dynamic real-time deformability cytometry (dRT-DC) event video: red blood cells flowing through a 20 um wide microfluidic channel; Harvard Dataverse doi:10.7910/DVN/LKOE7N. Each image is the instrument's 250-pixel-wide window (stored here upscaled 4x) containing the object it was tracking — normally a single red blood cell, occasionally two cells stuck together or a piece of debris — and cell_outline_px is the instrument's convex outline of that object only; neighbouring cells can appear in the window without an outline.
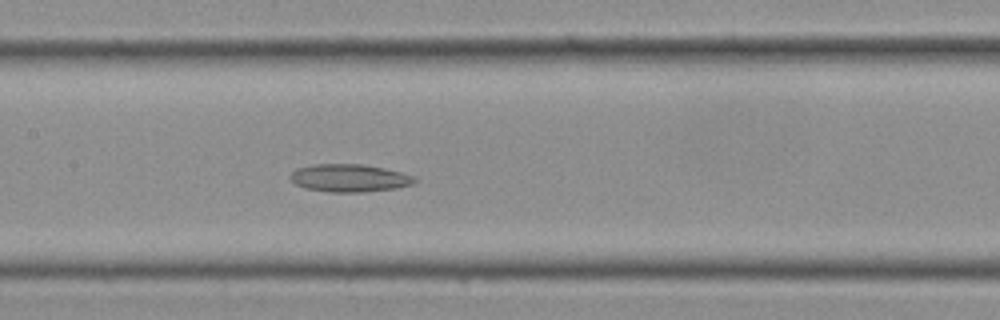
{"species": "Egyptian fruit bat (a non-hibernating species)", "species_latin": "Rousettus aegyptiacus", "temperature_condition": "cold", "stored_images_in_passage": 16, "camera_frame_rate_fps": 3000, "um_per_image_px": 0.085, "frame": {"image": 1, "passage_image": 14, "time_ms": 4.333, "image_size_px": [1000, 320], "cell_outline_px": [[416, 180], [412, 184], [396, 188], [364, 192], [328, 192], [304, 188], [296, 184], [288, 176], [296, 168], [312, 164], [360, 164], [384, 168], [416, 176]], "centroid_in_image_um": [29.67, 15.13], "position_along_channel_um": 177.7, "area_um2": 20.17}}
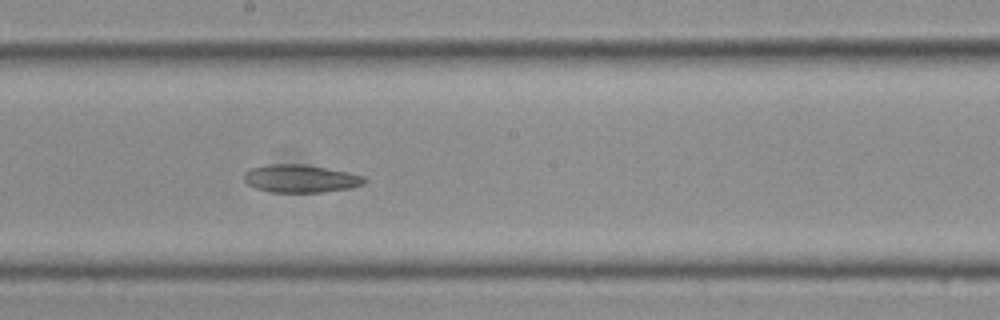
{"frame": {"image": 2, "passage_image": 16, "time_ms": 5.0, "image_size_px": [1000, 320], "cell_outline_px": [[368, 180], [364, 184], [348, 188], [324, 192], [268, 192], [256, 188], [248, 184], [244, 180], [244, 172], [252, 168], [268, 164], [304, 164], [364, 176]], "centroid_in_image_um": [25.52, 15.18], "position_along_channel_um": 222.7, "area_um2": 19.36}}